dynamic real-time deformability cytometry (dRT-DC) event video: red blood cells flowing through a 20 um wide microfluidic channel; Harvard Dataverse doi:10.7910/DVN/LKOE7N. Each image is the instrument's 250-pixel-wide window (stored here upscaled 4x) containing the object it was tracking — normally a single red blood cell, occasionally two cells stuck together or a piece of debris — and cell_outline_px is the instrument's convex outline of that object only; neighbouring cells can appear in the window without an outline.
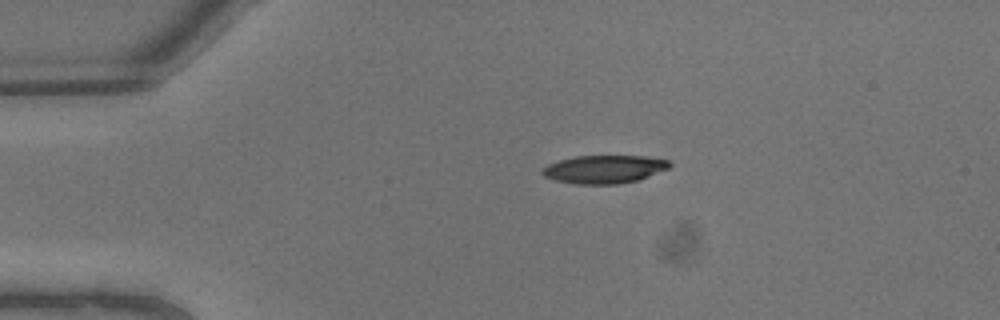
{"species": "common noctule bat (a hibernating species)", "species_latin": "Nyctalus noctula", "temperature_condition": "warm", "stored_images_in_passage": 3, "camera_frame_rate_fps": 3000, "um_per_image_px": 0.085, "animal": {"sex": "male", "body_mass_g": 13.3}, "frame": {"image": 1, "passage_image": 1, "time_ms": 0.0, "image_size_px": [1000, 320], "cell_outline_px": [[672, 164], [668, 168], [636, 180], [616, 184], [576, 184], [556, 180], [544, 176], [540, 172], [548, 164], [560, 160], [576, 156], [644, 156], [668, 160]], "centroid_in_image_um": [51.33, 14.38], "position_along_channel_um": 33.7, "area_um2": 20.52}}